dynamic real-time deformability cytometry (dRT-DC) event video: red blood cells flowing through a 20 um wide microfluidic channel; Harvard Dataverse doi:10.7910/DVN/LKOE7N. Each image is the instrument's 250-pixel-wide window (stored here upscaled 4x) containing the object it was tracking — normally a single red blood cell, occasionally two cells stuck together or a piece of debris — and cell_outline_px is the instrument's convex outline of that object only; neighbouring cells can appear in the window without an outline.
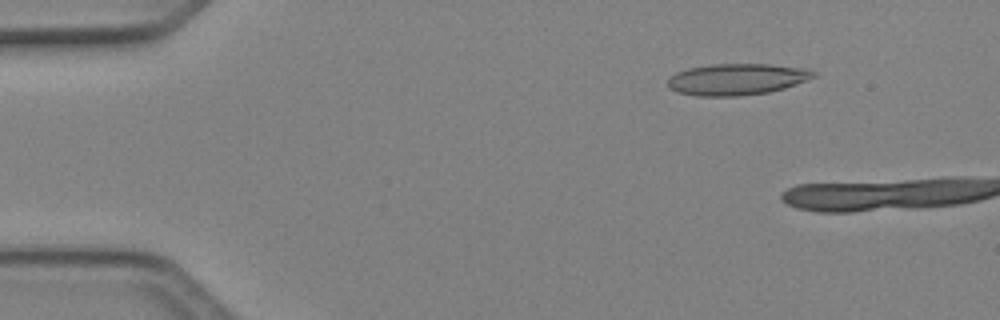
{"species": "Egyptian fruit bat (a non-hibernating species)", "species_latin": "Rousettus aegyptiacus", "temperature_condition": "cold", "stored_images_in_passage": 2, "camera_frame_rate_fps": 3000, "um_per_image_px": 0.085, "animal": {"sex": "female"}, "frame": {"image": 1, "passage_image": 1, "time_ms": 0.0, "image_size_px": [1000, 320], "cell_outline_px": [[816, 76], [808, 80], [784, 88], [768, 92], [740, 96], [696, 96], [680, 92], [668, 88], [668, 80], [676, 72], [688, 68], [712, 64], [772, 64], [808, 68], [816, 72]], "centroid_in_image_um": [62.67, 6.73], "position_along_channel_um": 22.3, "area_um2": 26.82}}